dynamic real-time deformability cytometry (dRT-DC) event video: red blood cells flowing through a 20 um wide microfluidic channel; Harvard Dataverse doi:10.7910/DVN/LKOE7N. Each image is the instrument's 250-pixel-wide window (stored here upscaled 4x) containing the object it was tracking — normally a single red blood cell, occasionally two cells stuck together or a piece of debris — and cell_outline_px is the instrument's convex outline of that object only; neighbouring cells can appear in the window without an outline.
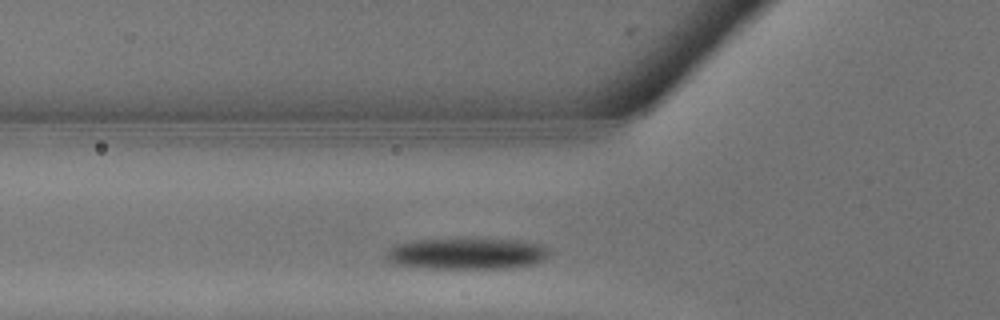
{"species": "common noctule bat (a hibernating species)", "species_latin": "Nyctalus noctula", "temperature_condition": "warm", "stored_images_in_passage": 5, "camera_frame_rate_fps": 3000, "um_per_image_px": 0.085, "animal": {"sex": "male", "body_mass_g": 13.3}, "frame": {"image": 1, "passage_image": 3, "time_ms": 0.667, "image_size_px": [1000, 320], "cell_outline_px": [[548, 256], [532, 264], [508, 268], [428, 268], [392, 264], [384, 256], [396, 244], [412, 240], [456, 236], [464, 236], [520, 240], [544, 244], [548, 248]], "centroid_in_image_um": [39.66, 21.5], "position_along_channel_um": 86.1, "area_um2": 30.98}}
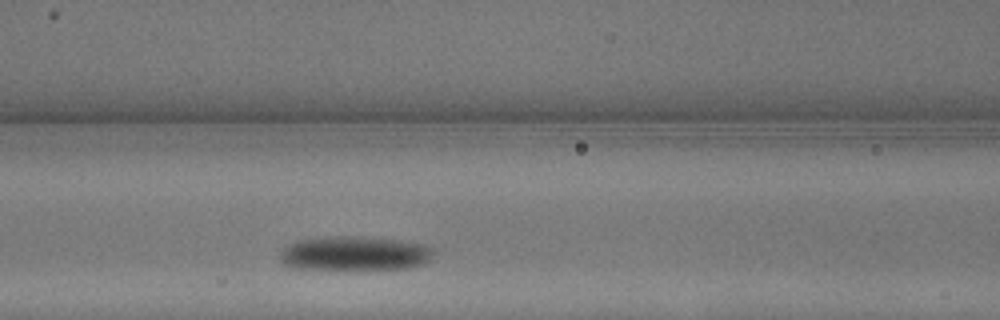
{"frame": {"image": 2, "passage_image": 5, "time_ms": 1.333, "image_size_px": [1000, 320], "cell_outline_px": [[436, 252], [424, 264], [412, 268], [292, 268], [284, 264], [280, 260], [280, 252], [288, 244], [296, 240], [360, 236], [404, 240], [432, 244]], "centroid_in_image_um": [30.26, 21.52], "position_along_channel_um": 136.3, "area_um2": 30.58}}